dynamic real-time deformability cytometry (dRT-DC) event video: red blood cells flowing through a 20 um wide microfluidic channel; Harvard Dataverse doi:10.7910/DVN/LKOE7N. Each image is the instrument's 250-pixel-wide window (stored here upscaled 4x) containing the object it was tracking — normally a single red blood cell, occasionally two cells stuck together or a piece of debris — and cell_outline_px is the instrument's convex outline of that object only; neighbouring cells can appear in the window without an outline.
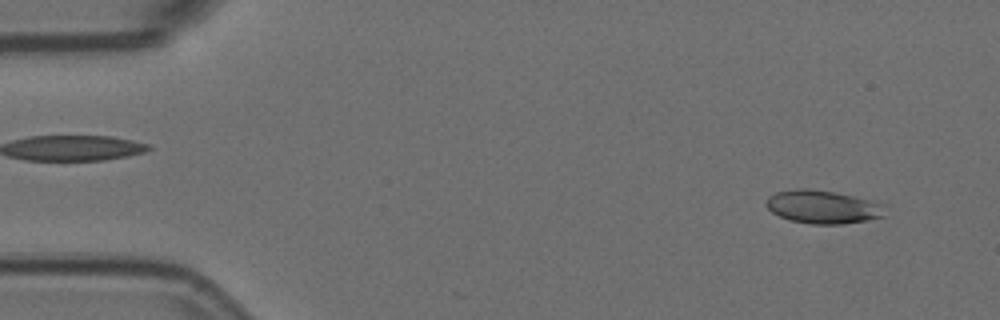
{"species": "Egyptian fruit bat (a non-hibernating species)", "species_latin": "Rousettus aegyptiacus", "temperature_condition": "room temperature", "stored_images_in_passage": 55, "camera_frame_rate_fps": 3000, "um_per_image_px": 0.085, "animal": {"sex": "female"}, "frame": {"image": 1, "passage_image": 3, "time_ms": 0.667, "image_size_px": [1000, 320], "cell_outline_px": [[884, 216], [864, 220], [840, 224], [812, 224], [788, 220], [772, 212], [764, 204], [768, 196], [776, 192], [796, 188], [808, 188], [880, 200], [884, 204]], "centroid_in_image_um": [69.95, 17.57], "position_along_channel_um": 15.1, "area_um2": 23.29}}
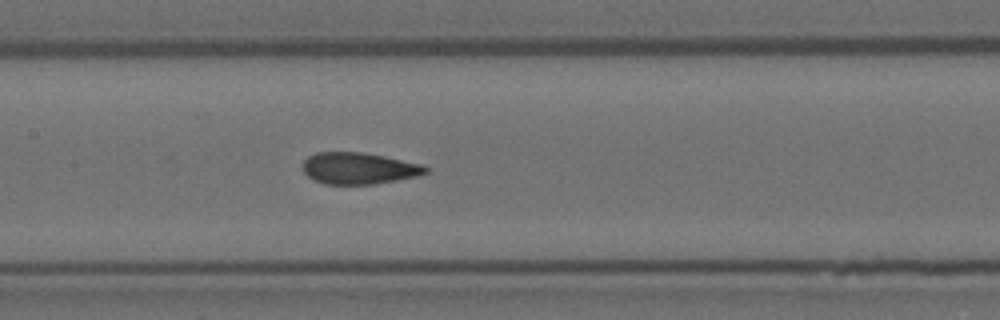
{"frame": {"image": 2, "passage_image": 25, "time_ms": 8.0, "image_size_px": [1000, 320], "cell_outline_px": [[428, 172], [416, 176], [396, 180], [372, 184], [324, 184], [312, 180], [304, 172], [304, 160], [308, 156], [316, 152], [360, 152], [384, 156], [420, 164], [428, 168]], "centroid_in_image_um": [30.46, 14.31], "position_along_channel_um": 176.9, "area_um2": 22.43}}
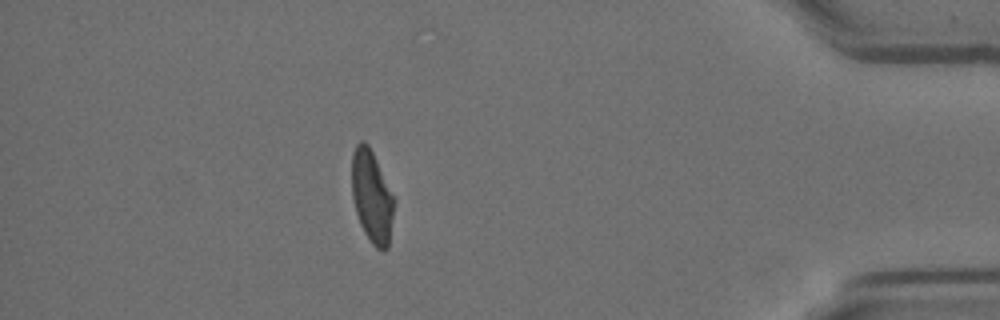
{"frame": {"image": 3, "passage_image": 48, "time_ms": 15.667, "image_size_px": [1000, 320], "cell_outline_px": [[396, 200], [388, 248], [376, 248], [372, 244], [364, 232], [360, 224], [356, 212], [352, 196], [352, 152], [356, 144], [360, 140], [364, 140], [368, 144]], "centroid_in_image_um": [31.61, 16.69], "position_along_channel_um": 403.6, "area_um2": 22.77}, "authors_computed_cell_mechanics": {"area_um2": 23.12, "velocity_mm_per_s": 3.5775, "shape_relaxation_time_tau1_ms": 5.6735, "shape_relaxation_time_tau2_ms": 1.3549, "deformation_change_tau1": 0.1691, "deformation_change_tau2": 0.0881}}